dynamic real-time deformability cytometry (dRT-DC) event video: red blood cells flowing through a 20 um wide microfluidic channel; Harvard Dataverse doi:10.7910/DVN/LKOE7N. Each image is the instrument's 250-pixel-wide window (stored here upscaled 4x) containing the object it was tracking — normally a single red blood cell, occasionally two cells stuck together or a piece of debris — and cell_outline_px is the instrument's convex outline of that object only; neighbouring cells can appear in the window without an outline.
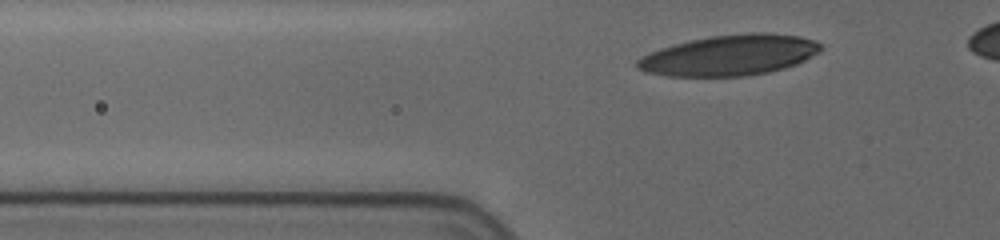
{"species": "human", "species_latin": "Homo sapiens", "temperature_condition": "cold", "stored_images_in_passage": 34, "camera_frame_rate_fps": 3000, "um_per_image_px": 0.085, "donor": {"sex": "female"}, "frame": {"image": 1, "passage_image": 5, "time_ms": 1.333, "image_size_px": [1000, 240], "cell_outline_px": [[820, 48], [816, 52], [804, 60], [796, 64], [784, 68], [768, 72], [748, 76], [668, 76], [644, 72], [636, 68], [636, 60], [660, 48], [708, 36], [744, 32], [764, 32], [800, 36], [816, 40], [820, 44]], "centroid_in_image_um": [62.0, 4.69], "position_along_channel_um": 63.8, "area_um2": 43.35}}
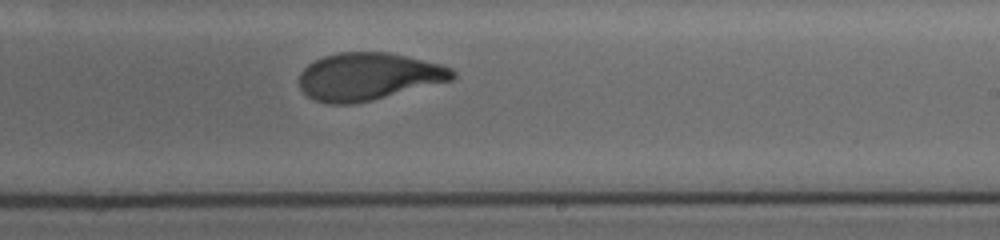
{"frame": {"image": 2, "passage_image": 22, "time_ms": 7.0, "image_size_px": [1000, 240], "cell_outline_px": [[456, 76], [452, 80], [372, 100], [352, 104], [324, 104], [308, 96], [300, 88], [300, 72], [308, 64], [324, 56], [340, 52], [388, 52], [408, 56], [440, 64], [452, 68], [456, 72]], "centroid_in_image_um": [31.32, 6.5], "position_along_channel_um": 257.7, "area_um2": 42.37}}
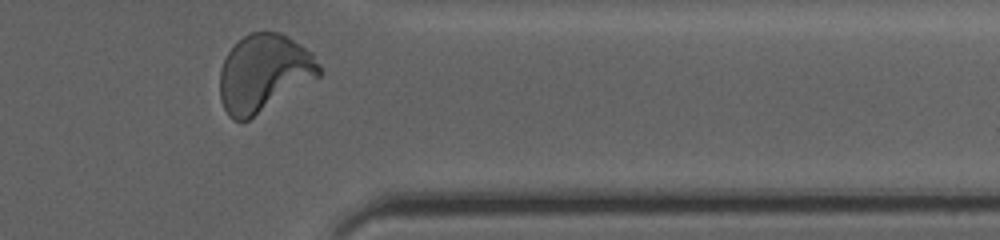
{"frame": {"image": 3, "passage_image": 33, "time_ms": 10.667, "image_size_px": [1000, 240], "cell_outline_px": [[320, 76], [248, 120], [232, 120], [228, 116], [220, 100], [220, 68], [228, 52], [244, 36], [252, 32], [280, 32], [288, 36], [312, 52], [320, 64]], "centroid_in_image_um": [22.43, 6.21], "position_along_channel_um": 389.0, "area_um2": 44.56}, "authors_computed_cell_mechanics": {"area_um2": 42.9454, "velocity_mm_per_s": 3.6728, "shape_relaxation_time_tau1_ms": 3.8664, "shape_relaxation_time_tau2_ms": 1.0823, "deformation_change_tau1": 0.1963, "deformation_change_tau2": 0.0708}}